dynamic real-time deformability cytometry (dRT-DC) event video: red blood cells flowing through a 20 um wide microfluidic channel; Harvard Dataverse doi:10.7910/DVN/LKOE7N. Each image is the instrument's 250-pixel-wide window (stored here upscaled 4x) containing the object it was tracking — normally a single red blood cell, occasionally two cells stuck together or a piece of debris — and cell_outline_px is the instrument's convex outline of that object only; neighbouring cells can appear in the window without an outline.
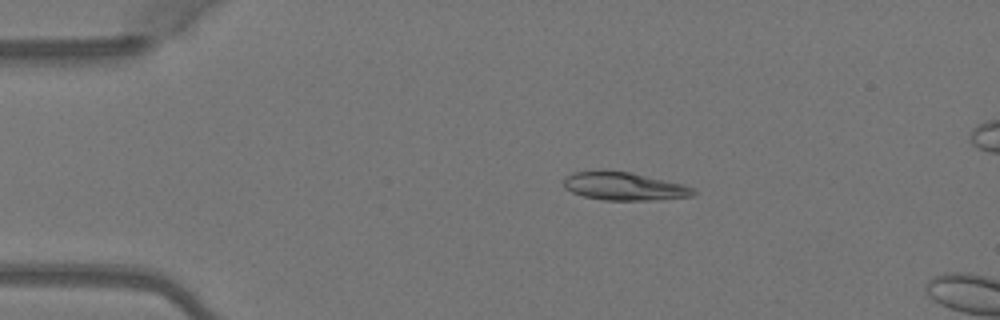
{"species": "Egyptian fruit bat (a non-hibernating species)", "species_latin": "Rousettus aegyptiacus", "temperature_condition": "warm", "stored_images_in_passage": 2, "camera_frame_rate_fps": 3000, "um_per_image_px": 0.085, "animal": {"sex": "female"}, "frame": {"image": 1, "passage_image": 1, "time_ms": 0.0, "image_size_px": [1000, 320], "cell_outline_px": [[696, 192], [692, 196], [648, 200], [604, 200], [584, 196], [572, 192], [564, 188], [564, 180], [572, 172], [632, 172], [684, 184], [692, 188]], "centroid_in_image_um": [53.08, 15.85], "position_along_channel_um": 31.9, "area_um2": 20.69}}